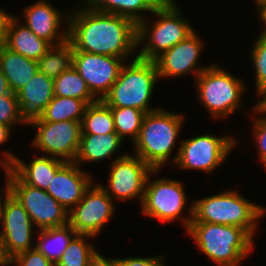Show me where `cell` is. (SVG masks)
Listing matches in <instances>:
<instances>
[{
    "instance_id": "obj_22",
    "label": "cell",
    "mask_w": 266,
    "mask_h": 266,
    "mask_svg": "<svg viewBox=\"0 0 266 266\" xmlns=\"http://www.w3.org/2000/svg\"><path fill=\"white\" fill-rule=\"evenodd\" d=\"M17 17L9 24L5 46L26 58L38 61L52 46L48 41L37 37L26 25H18Z\"/></svg>"
},
{
    "instance_id": "obj_15",
    "label": "cell",
    "mask_w": 266,
    "mask_h": 266,
    "mask_svg": "<svg viewBox=\"0 0 266 266\" xmlns=\"http://www.w3.org/2000/svg\"><path fill=\"white\" fill-rule=\"evenodd\" d=\"M125 60L109 55L73 51V67L86 81L91 93L102 100L118 79ZM97 94L100 95L97 97Z\"/></svg>"
},
{
    "instance_id": "obj_2",
    "label": "cell",
    "mask_w": 266,
    "mask_h": 266,
    "mask_svg": "<svg viewBox=\"0 0 266 266\" xmlns=\"http://www.w3.org/2000/svg\"><path fill=\"white\" fill-rule=\"evenodd\" d=\"M190 208V218H180L188 230L191 222H207L237 226L245 229L252 237L257 221L265 208L256 205L238 194V191H225L194 201Z\"/></svg>"
},
{
    "instance_id": "obj_39",
    "label": "cell",
    "mask_w": 266,
    "mask_h": 266,
    "mask_svg": "<svg viewBox=\"0 0 266 266\" xmlns=\"http://www.w3.org/2000/svg\"><path fill=\"white\" fill-rule=\"evenodd\" d=\"M263 96V97H262ZM258 97H262L263 99H261L260 102H258L254 108V112L256 113H265L266 114V89L264 91H262ZM262 112V113H261Z\"/></svg>"
},
{
    "instance_id": "obj_29",
    "label": "cell",
    "mask_w": 266,
    "mask_h": 266,
    "mask_svg": "<svg viewBox=\"0 0 266 266\" xmlns=\"http://www.w3.org/2000/svg\"><path fill=\"white\" fill-rule=\"evenodd\" d=\"M38 70L51 79H56L62 72L73 65V46L69 41L49 50L37 61Z\"/></svg>"
},
{
    "instance_id": "obj_10",
    "label": "cell",
    "mask_w": 266,
    "mask_h": 266,
    "mask_svg": "<svg viewBox=\"0 0 266 266\" xmlns=\"http://www.w3.org/2000/svg\"><path fill=\"white\" fill-rule=\"evenodd\" d=\"M180 144L178 154L172 160L175 166L211 173L225 161L237 143L232 136L216 137L205 134L184 140Z\"/></svg>"
},
{
    "instance_id": "obj_36",
    "label": "cell",
    "mask_w": 266,
    "mask_h": 266,
    "mask_svg": "<svg viewBox=\"0 0 266 266\" xmlns=\"http://www.w3.org/2000/svg\"><path fill=\"white\" fill-rule=\"evenodd\" d=\"M164 256L118 258V266H164Z\"/></svg>"
},
{
    "instance_id": "obj_1",
    "label": "cell",
    "mask_w": 266,
    "mask_h": 266,
    "mask_svg": "<svg viewBox=\"0 0 266 266\" xmlns=\"http://www.w3.org/2000/svg\"><path fill=\"white\" fill-rule=\"evenodd\" d=\"M68 18V41L73 51L126 59L138 47L137 25L128 18L88 6Z\"/></svg>"
},
{
    "instance_id": "obj_9",
    "label": "cell",
    "mask_w": 266,
    "mask_h": 266,
    "mask_svg": "<svg viewBox=\"0 0 266 266\" xmlns=\"http://www.w3.org/2000/svg\"><path fill=\"white\" fill-rule=\"evenodd\" d=\"M3 168L7 182L0 211V223L3 224L0 240L5 257L11 260L17 254L34 248L31 245L34 226L27 211L9 192V167Z\"/></svg>"
},
{
    "instance_id": "obj_43",
    "label": "cell",
    "mask_w": 266,
    "mask_h": 266,
    "mask_svg": "<svg viewBox=\"0 0 266 266\" xmlns=\"http://www.w3.org/2000/svg\"><path fill=\"white\" fill-rule=\"evenodd\" d=\"M4 266V265H9V260L5 257L4 252H3V248H2V243L0 240V266Z\"/></svg>"
},
{
    "instance_id": "obj_13",
    "label": "cell",
    "mask_w": 266,
    "mask_h": 266,
    "mask_svg": "<svg viewBox=\"0 0 266 266\" xmlns=\"http://www.w3.org/2000/svg\"><path fill=\"white\" fill-rule=\"evenodd\" d=\"M152 171L153 169L138 156L122 154L111 163L109 187L100 185L112 199L116 197L128 200L140 197L142 204L146 181Z\"/></svg>"
},
{
    "instance_id": "obj_25",
    "label": "cell",
    "mask_w": 266,
    "mask_h": 266,
    "mask_svg": "<svg viewBox=\"0 0 266 266\" xmlns=\"http://www.w3.org/2000/svg\"><path fill=\"white\" fill-rule=\"evenodd\" d=\"M35 246L48 260L56 264L77 232L69 225L40 230Z\"/></svg>"
},
{
    "instance_id": "obj_28",
    "label": "cell",
    "mask_w": 266,
    "mask_h": 266,
    "mask_svg": "<svg viewBox=\"0 0 266 266\" xmlns=\"http://www.w3.org/2000/svg\"><path fill=\"white\" fill-rule=\"evenodd\" d=\"M82 134L116 133L114 117L102 100L89 104L81 121Z\"/></svg>"
},
{
    "instance_id": "obj_31",
    "label": "cell",
    "mask_w": 266,
    "mask_h": 266,
    "mask_svg": "<svg viewBox=\"0 0 266 266\" xmlns=\"http://www.w3.org/2000/svg\"><path fill=\"white\" fill-rule=\"evenodd\" d=\"M89 237L93 238L91 235L76 234L55 266H87L89 259L96 252L93 245L85 242Z\"/></svg>"
},
{
    "instance_id": "obj_42",
    "label": "cell",
    "mask_w": 266,
    "mask_h": 266,
    "mask_svg": "<svg viewBox=\"0 0 266 266\" xmlns=\"http://www.w3.org/2000/svg\"><path fill=\"white\" fill-rule=\"evenodd\" d=\"M257 8H259L258 10H260L259 15H260V19L266 24V1L256 5ZM260 35H265L266 36V27L264 28V31L260 34Z\"/></svg>"
},
{
    "instance_id": "obj_40",
    "label": "cell",
    "mask_w": 266,
    "mask_h": 266,
    "mask_svg": "<svg viewBox=\"0 0 266 266\" xmlns=\"http://www.w3.org/2000/svg\"><path fill=\"white\" fill-rule=\"evenodd\" d=\"M11 92L7 78L3 75L2 71L0 70V97L5 96Z\"/></svg>"
},
{
    "instance_id": "obj_45",
    "label": "cell",
    "mask_w": 266,
    "mask_h": 266,
    "mask_svg": "<svg viewBox=\"0 0 266 266\" xmlns=\"http://www.w3.org/2000/svg\"><path fill=\"white\" fill-rule=\"evenodd\" d=\"M0 192H1V191H0ZM2 200H3V199H2L1 196H0V211H1L2 203H3Z\"/></svg>"
},
{
    "instance_id": "obj_17",
    "label": "cell",
    "mask_w": 266,
    "mask_h": 266,
    "mask_svg": "<svg viewBox=\"0 0 266 266\" xmlns=\"http://www.w3.org/2000/svg\"><path fill=\"white\" fill-rule=\"evenodd\" d=\"M75 162H66L54 175L46 192L59 202L68 212L82 199L92 186L89 173L80 170Z\"/></svg>"
},
{
    "instance_id": "obj_18",
    "label": "cell",
    "mask_w": 266,
    "mask_h": 266,
    "mask_svg": "<svg viewBox=\"0 0 266 266\" xmlns=\"http://www.w3.org/2000/svg\"><path fill=\"white\" fill-rule=\"evenodd\" d=\"M3 167H9L25 184L46 190L55 173L66 163L47 155L34 158L28 165L10 152L3 153ZM25 163V164H24Z\"/></svg>"
},
{
    "instance_id": "obj_8",
    "label": "cell",
    "mask_w": 266,
    "mask_h": 266,
    "mask_svg": "<svg viewBox=\"0 0 266 266\" xmlns=\"http://www.w3.org/2000/svg\"><path fill=\"white\" fill-rule=\"evenodd\" d=\"M9 192L29 214L33 224L40 230L65 226L69 223V212L46 190L25 184L9 168Z\"/></svg>"
},
{
    "instance_id": "obj_33",
    "label": "cell",
    "mask_w": 266,
    "mask_h": 266,
    "mask_svg": "<svg viewBox=\"0 0 266 266\" xmlns=\"http://www.w3.org/2000/svg\"><path fill=\"white\" fill-rule=\"evenodd\" d=\"M17 123H22L20 117V106L16 93L0 97V124L9 126L10 128Z\"/></svg>"
},
{
    "instance_id": "obj_23",
    "label": "cell",
    "mask_w": 266,
    "mask_h": 266,
    "mask_svg": "<svg viewBox=\"0 0 266 266\" xmlns=\"http://www.w3.org/2000/svg\"><path fill=\"white\" fill-rule=\"evenodd\" d=\"M123 141L117 133L81 134L79 150L74 162L80 165L83 162H96L111 157Z\"/></svg>"
},
{
    "instance_id": "obj_38",
    "label": "cell",
    "mask_w": 266,
    "mask_h": 266,
    "mask_svg": "<svg viewBox=\"0 0 266 266\" xmlns=\"http://www.w3.org/2000/svg\"><path fill=\"white\" fill-rule=\"evenodd\" d=\"M87 266H118V259H108L96 251L95 254L89 259Z\"/></svg>"
},
{
    "instance_id": "obj_35",
    "label": "cell",
    "mask_w": 266,
    "mask_h": 266,
    "mask_svg": "<svg viewBox=\"0 0 266 266\" xmlns=\"http://www.w3.org/2000/svg\"><path fill=\"white\" fill-rule=\"evenodd\" d=\"M254 122V123H253ZM252 122L253 124V130L254 131V138L256 140V143L258 144L259 149V160L264 163V166L266 167V116H258L254 119Z\"/></svg>"
},
{
    "instance_id": "obj_32",
    "label": "cell",
    "mask_w": 266,
    "mask_h": 266,
    "mask_svg": "<svg viewBox=\"0 0 266 266\" xmlns=\"http://www.w3.org/2000/svg\"><path fill=\"white\" fill-rule=\"evenodd\" d=\"M255 66L257 96L266 89V36L260 35L250 55Z\"/></svg>"
},
{
    "instance_id": "obj_20",
    "label": "cell",
    "mask_w": 266,
    "mask_h": 266,
    "mask_svg": "<svg viewBox=\"0 0 266 266\" xmlns=\"http://www.w3.org/2000/svg\"><path fill=\"white\" fill-rule=\"evenodd\" d=\"M24 10L25 25L37 37L45 39L52 46H57L68 41V27L66 31L61 32V34L59 33L62 15L50 3L44 0H38Z\"/></svg>"
},
{
    "instance_id": "obj_14",
    "label": "cell",
    "mask_w": 266,
    "mask_h": 266,
    "mask_svg": "<svg viewBox=\"0 0 266 266\" xmlns=\"http://www.w3.org/2000/svg\"><path fill=\"white\" fill-rule=\"evenodd\" d=\"M93 187V188H92ZM90 186L69 211V225L77 234L97 236L114 213L112 198L98 183Z\"/></svg>"
},
{
    "instance_id": "obj_19",
    "label": "cell",
    "mask_w": 266,
    "mask_h": 266,
    "mask_svg": "<svg viewBox=\"0 0 266 266\" xmlns=\"http://www.w3.org/2000/svg\"><path fill=\"white\" fill-rule=\"evenodd\" d=\"M23 123L31 124L43 116V111L54 97L53 79L39 71L16 92Z\"/></svg>"
},
{
    "instance_id": "obj_44",
    "label": "cell",
    "mask_w": 266,
    "mask_h": 266,
    "mask_svg": "<svg viewBox=\"0 0 266 266\" xmlns=\"http://www.w3.org/2000/svg\"><path fill=\"white\" fill-rule=\"evenodd\" d=\"M265 1H266V0H255V2H256V3H255V6L258 5V4H261V3L265 2Z\"/></svg>"
},
{
    "instance_id": "obj_11",
    "label": "cell",
    "mask_w": 266,
    "mask_h": 266,
    "mask_svg": "<svg viewBox=\"0 0 266 266\" xmlns=\"http://www.w3.org/2000/svg\"><path fill=\"white\" fill-rule=\"evenodd\" d=\"M32 125L37 128L32 146L65 162L75 161L82 134L80 121L48 122L39 119Z\"/></svg>"
},
{
    "instance_id": "obj_16",
    "label": "cell",
    "mask_w": 266,
    "mask_h": 266,
    "mask_svg": "<svg viewBox=\"0 0 266 266\" xmlns=\"http://www.w3.org/2000/svg\"><path fill=\"white\" fill-rule=\"evenodd\" d=\"M202 48V40L194 31L155 60L159 77H178L191 71H194L198 77L208 68V66L203 68L196 66Z\"/></svg>"
},
{
    "instance_id": "obj_37",
    "label": "cell",
    "mask_w": 266,
    "mask_h": 266,
    "mask_svg": "<svg viewBox=\"0 0 266 266\" xmlns=\"http://www.w3.org/2000/svg\"><path fill=\"white\" fill-rule=\"evenodd\" d=\"M14 16L6 13V11L0 9V46L4 45L7 38V32L11 19Z\"/></svg>"
},
{
    "instance_id": "obj_21",
    "label": "cell",
    "mask_w": 266,
    "mask_h": 266,
    "mask_svg": "<svg viewBox=\"0 0 266 266\" xmlns=\"http://www.w3.org/2000/svg\"><path fill=\"white\" fill-rule=\"evenodd\" d=\"M0 70L7 78L11 92L16 93L39 71L36 60L0 46Z\"/></svg>"
},
{
    "instance_id": "obj_26",
    "label": "cell",
    "mask_w": 266,
    "mask_h": 266,
    "mask_svg": "<svg viewBox=\"0 0 266 266\" xmlns=\"http://www.w3.org/2000/svg\"><path fill=\"white\" fill-rule=\"evenodd\" d=\"M53 89L54 96L84 100L88 105L99 100L91 93L86 81L73 66L53 80Z\"/></svg>"
},
{
    "instance_id": "obj_12",
    "label": "cell",
    "mask_w": 266,
    "mask_h": 266,
    "mask_svg": "<svg viewBox=\"0 0 266 266\" xmlns=\"http://www.w3.org/2000/svg\"><path fill=\"white\" fill-rule=\"evenodd\" d=\"M156 172L158 170H153L147 178L142 213L162 222L177 220L187 203L182 182L167 178L149 181L151 174Z\"/></svg>"
},
{
    "instance_id": "obj_6",
    "label": "cell",
    "mask_w": 266,
    "mask_h": 266,
    "mask_svg": "<svg viewBox=\"0 0 266 266\" xmlns=\"http://www.w3.org/2000/svg\"><path fill=\"white\" fill-rule=\"evenodd\" d=\"M158 75L155 61L135 56L129 66L123 64L118 79L102 101L109 107H131L145 113L158 110L149 108Z\"/></svg>"
},
{
    "instance_id": "obj_27",
    "label": "cell",
    "mask_w": 266,
    "mask_h": 266,
    "mask_svg": "<svg viewBox=\"0 0 266 266\" xmlns=\"http://www.w3.org/2000/svg\"><path fill=\"white\" fill-rule=\"evenodd\" d=\"M88 104L84 100L54 96L43 111L42 120L48 122L82 121Z\"/></svg>"
},
{
    "instance_id": "obj_4",
    "label": "cell",
    "mask_w": 266,
    "mask_h": 266,
    "mask_svg": "<svg viewBox=\"0 0 266 266\" xmlns=\"http://www.w3.org/2000/svg\"><path fill=\"white\" fill-rule=\"evenodd\" d=\"M183 119L182 114L163 109L146 113L140 134L134 142V155L141 158L153 170H160L169 160Z\"/></svg>"
},
{
    "instance_id": "obj_7",
    "label": "cell",
    "mask_w": 266,
    "mask_h": 266,
    "mask_svg": "<svg viewBox=\"0 0 266 266\" xmlns=\"http://www.w3.org/2000/svg\"><path fill=\"white\" fill-rule=\"evenodd\" d=\"M196 79L199 99L209 110L211 117H228L240 108L241 95L246 89L243 81L221 66H209Z\"/></svg>"
},
{
    "instance_id": "obj_41",
    "label": "cell",
    "mask_w": 266,
    "mask_h": 266,
    "mask_svg": "<svg viewBox=\"0 0 266 266\" xmlns=\"http://www.w3.org/2000/svg\"><path fill=\"white\" fill-rule=\"evenodd\" d=\"M11 128L4 124H0V144L8 141L10 138Z\"/></svg>"
},
{
    "instance_id": "obj_3",
    "label": "cell",
    "mask_w": 266,
    "mask_h": 266,
    "mask_svg": "<svg viewBox=\"0 0 266 266\" xmlns=\"http://www.w3.org/2000/svg\"><path fill=\"white\" fill-rule=\"evenodd\" d=\"M187 231L218 266H238L253 251V237L237 226L191 222Z\"/></svg>"
},
{
    "instance_id": "obj_24",
    "label": "cell",
    "mask_w": 266,
    "mask_h": 266,
    "mask_svg": "<svg viewBox=\"0 0 266 266\" xmlns=\"http://www.w3.org/2000/svg\"><path fill=\"white\" fill-rule=\"evenodd\" d=\"M163 0H88L86 5L93 10L111 13L130 19L136 25L146 18L141 11L153 13Z\"/></svg>"
},
{
    "instance_id": "obj_34",
    "label": "cell",
    "mask_w": 266,
    "mask_h": 266,
    "mask_svg": "<svg viewBox=\"0 0 266 266\" xmlns=\"http://www.w3.org/2000/svg\"><path fill=\"white\" fill-rule=\"evenodd\" d=\"M55 266L35 246L33 249L21 252L9 260V266Z\"/></svg>"
},
{
    "instance_id": "obj_5",
    "label": "cell",
    "mask_w": 266,
    "mask_h": 266,
    "mask_svg": "<svg viewBox=\"0 0 266 266\" xmlns=\"http://www.w3.org/2000/svg\"><path fill=\"white\" fill-rule=\"evenodd\" d=\"M175 0H163L153 11L152 15L159 16L150 29L147 19L137 25V46L148 41L136 55L144 60L155 61L165 51L172 48L180 41L185 40L195 30L180 14ZM182 17V18H181ZM147 23V24H146ZM150 29L149 32H147Z\"/></svg>"
},
{
    "instance_id": "obj_30",
    "label": "cell",
    "mask_w": 266,
    "mask_h": 266,
    "mask_svg": "<svg viewBox=\"0 0 266 266\" xmlns=\"http://www.w3.org/2000/svg\"><path fill=\"white\" fill-rule=\"evenodd\" d=\"M116 133L123 140L125 136H131L133 143L137 140L145 112L131 107H110Z\"/></svg>"
}]
</instances>
